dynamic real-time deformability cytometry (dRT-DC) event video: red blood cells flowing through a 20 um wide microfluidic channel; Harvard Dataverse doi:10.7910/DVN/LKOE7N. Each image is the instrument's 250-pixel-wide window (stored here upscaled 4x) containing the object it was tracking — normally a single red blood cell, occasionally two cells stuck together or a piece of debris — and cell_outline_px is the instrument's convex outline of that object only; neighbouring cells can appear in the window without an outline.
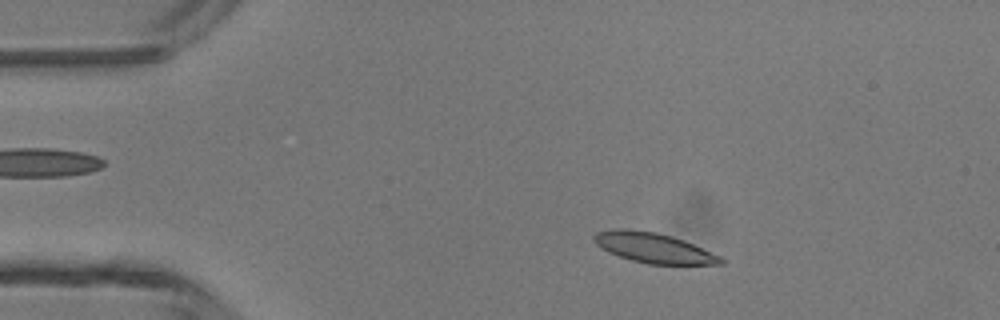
{"species": "common noctule bat (a hibernating species)", "species_latin": "Nyctalus noctula", "temperature_condition": "room temperature", "stored_images_in_passage": 46, "camera_frame_rate_fps": 3000, "um_per_image_px": 0.085, "animal": {"sex": "male", "body_mass_g": 13.3}, "frame": {"image": 1, "passage_image": 6, "time_ms": 1.667, "image_size_px": [1000, 320], "cell_outline_px": [[724, 264], [648, 264], [632, 260], [608, 252], [596, 244], [592, 240], [592, 236], [596, 232], [616, 228], [624, 228], [656, 232], [672, 236], [684, 240], [720, 256], [724, 260]], "centroid_in_image_um": [55.52, 21.05], "position_along_channel_um": 29.5, "area_um2": 22.14}}
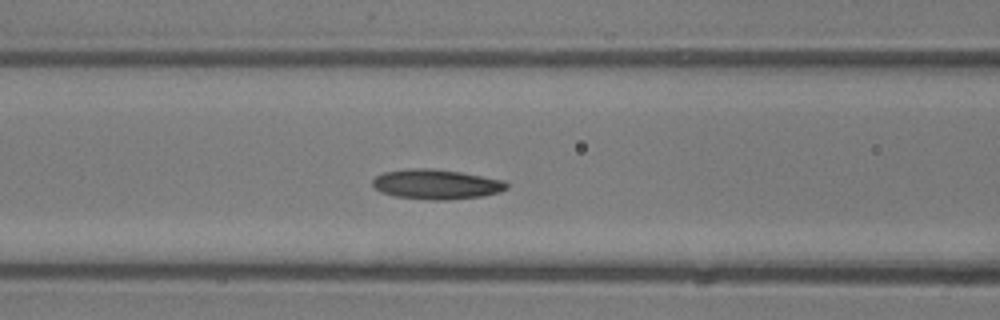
{"frame": {"image": 2, "passage_image": 17, "time_ms": 5.333, "image_size_px": [1000, 320], "cell_outline_px": [[508, 188], [500, 192], [484, 196], [448, 200], [432, 200], [396, 196], [380, 192], [372, 184], [372, 180], [376, 176], [384, 172], [412, 168], [432, 168], [460, 172], [504, 180], [508, 184]], "centroid_in_image_um": [37.11, 15.66], "position_along_channel_um": 129.5, "area_um2": 23.35}}
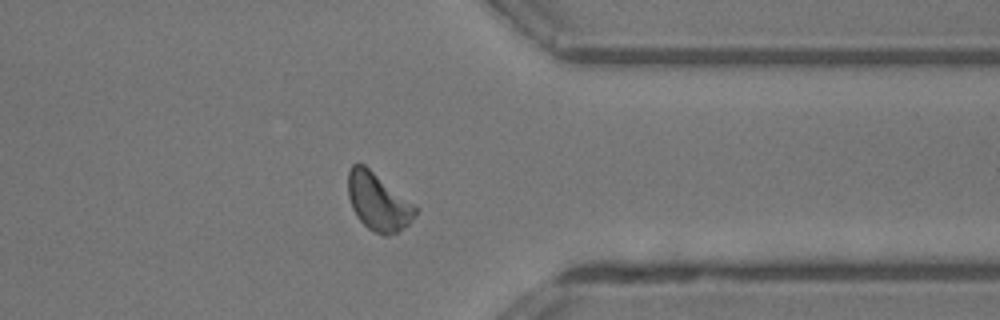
{"frame": {"image": 3, "passage_image": 35, "time_ms": 11.333, "image_size_px": [1000, 320], "cell_outline_px": [[420, 208], [412, 220], [408, 224], [396, 232], [388, 236], [384, 236], [368, 228], [356, 216], [352, 208], [348, 196], [348, 172], [352, 164], [364, 164]], "centroid_in_image_um": [32.15, 17.15], "position_along_channel_um": 379.2, "area_um2": 22.6}, "authors_computed_cell_mechanics": {"area_um2": 22.2241, "velocity_mm_per_s": 4.2931, "shape_relaxation_time_tau1_ms": 3.0934, "shape_relaxation_time_tau2_ms": 2.5931, "deformation_change_tau1": 0.1032, "deformation_change_tau2": 0.0867}}